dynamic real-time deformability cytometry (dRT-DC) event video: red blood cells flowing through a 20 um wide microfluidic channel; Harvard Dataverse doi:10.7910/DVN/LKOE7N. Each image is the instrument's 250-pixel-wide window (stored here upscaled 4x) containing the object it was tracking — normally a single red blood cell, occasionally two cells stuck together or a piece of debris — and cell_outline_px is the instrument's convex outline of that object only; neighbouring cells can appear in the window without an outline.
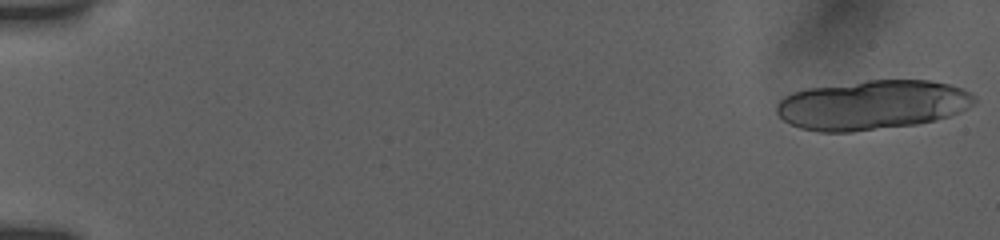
{"species": "human", "species_latin": "Homo sapiens", "temperature_condition": "room temperature", "stored_images_in_passage": 20, "camera_frame_rate_fps": 3000, "um_per_image_px": 0.085, "donor": {"sex": "female"}, "frame": {"image": 1, "passage_image": 1, "time_ms": 0.0, "image_size_px": [1000, 240], "cell_outline_px": [[976, 104], [960, 112], [936, 120], [920, 124], [852, 132], [820, 132], [800, 128], [784, 120], [776, 112], [776, 104], [784, 96], [792, 92], [808, 88], [868, 80], [928, 80], [948, 84], [964, 88], [972, 92], [976, 96]], "centroid_in_image_um": [74.18, 8.92], "position_along_channel_um": 10.8, "area_um2": 57.51}}